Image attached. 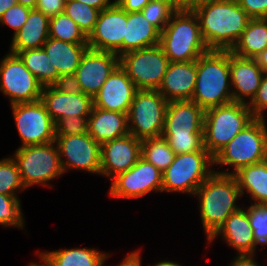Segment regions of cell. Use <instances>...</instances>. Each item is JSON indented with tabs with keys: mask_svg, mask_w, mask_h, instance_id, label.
<instances>
[{
	"mask_svg": "<svg viewBox=\"0 0 267 266\" xmlns=\"http://www.w3.org/2000/svg\"><path fill=\"white\" fill-rule=\"evenodd\" d=\"M203 0H173V7L176 10L189 9L192 10Z\"/></svg>",
	"mask_w": 267,
	"mask_h": 266,
	"instance_id": "c3c4849f",
	"label": "cell"
},
{
	"mask_svg": "<svg viewBox=\"0 0 267 266\" xmlns=\"http://www.w3.org/2000/svg\"><path fill=\"white\" fill-rule=\"evenodd\" d=\"M161 32L143 16L142 12H127V26L123 37V54L160 44Z\"/></svg>",
	"mask_w": 267,
	"mask_h": 266,
	"instance_id": "4316f807",
	"label": "cell"
},
{
	"mask_svg": "<svg viewBox=\"0 0 267 266\" xmlns=\"http://www.w3.org/2000/svg\"><path fill=\"white\" fill-rule=\"evenodd\" d=\"M153 1H163V2H168L173 6V0H153Z\"/></svg>",
	"mask_w": 267,
	"mask_h": 266,
	"instance_id": "9f6ffc18",
	"label": "cell"
},
{
	"mask_svg": "<svg viewBox=\"0 0 267 266\" xmlns=\"http://www.w3.org/2000/svg\"><path fill=\"white\" fill-rule=\"evenodd\" d=\"M16 4V0H0V17L4 14V12Z\"/></svg>",
	"mask_w": 267,
	"mask_h": 266,
	"instance_id": "816d5d0a",
	"label": "cell"
},
{
	"mask_svg": "<svg viewBox=\"0 0 267 266\" xmlns=\"http://www.w3.org/2000/svg\"><path fill=\"white\" fill-rule=\"evenodd\" d=\"M233 175L237 179L241 195L247 192L250 201L267 204V159L244 166Z\"/></svg>",
	"mask_w": 267,
	"mask_h": 266,
	"instance_id": "f1b7e54d",
	"label": "cell"
},
{
	"mask_svg": "<svg viewBox=\"0 0 267 266\" xmlns=\"http://www.w3.org/2000/svg\"><path fill=\"white\" fill-rule=\"evenodd\" d=\"M175 155L176 153L162 136L142 140L141 157L152 163L162 173L171 165Z\"/></svg>",
	"mask_w": 267,
	"mask_h": 266,
	"instance_id": "1f68e13d",
	"label": "cell"
},
{
	"mask_svg": "<svg viewBox=\"0 0 267 266\" xmlns=\"http://www.w3.org/2000/svg\"><path fill=\"white\" fill-rule=\"evenodd\" d=\"M214 158L208 151L176 154L162 173V192L194 195L199 186L214 172Z\"/></svg>",
	"mask_w": 267,
	"mask_h": 266,
	"instance_id": "ba28073f",
	"label": "cell"
},
{
	"mask_svg": "<svg viewBox=\"0 0 267 266\" xmlns=\"http://www.w3.org/2000/svg\"><path fill=\"white\" fill-rule=\"evenodd\" d=\"M37 255L47 266H104L110 256L109 253L87 247H73L49 252L38 251Z\"/></svg>",
	"mask_w": 267,
	"mask_h": 266,
	"instance_id": "484cf974",
	"label": "cell"
},
{
	"mask_svg": "<svg viewBox=\"0 0 267 266\" xmlns=\"http://www.w3.org/2000/svg\"><path fill=\"white\" fill-rule=\"evenodd\" d=\"M176 11L168 2L151 0L141 12L148 22L162 32Z\"/></svg>",
	"mask_w": 267,
	"mask_h": 266,
	"instance_id": "74e56055",
	"label": "cell"
},
{
	"mask_svg": "<svg viewBox=\"0 0 267 266\" xmlns=\"http://www.w3.org/2000/svg\"><path fill=\"white\" fill-rule=\"evenodd\" d=\"M30 10L31 8L27 6L16 4L4 12V14L0 17V24L3 26L7 25L12 28L14 30V35L26 23Z\"/></svg>",
	"mask_w": 267,
	"mask_h": 266,
	"instance_id": "ab89813d",
	"label": "cell"
},
{
	"mask_svg": "<svg viewBox=\"0 0 267 266\" xmlns=\"http://www.w3.org/2000/svg\"><path fill=\"white\" fill-rule=\"evenodd\" d=\"M117 266H142L141 251H139L138 249L137 251H131Z\"/></svg>",
	"mask_w": 267,
	"mask_h": 266,
	"instance_id": "bcb514c9",
	"label": "cell"
},
{
	"mask_svg": "<svg viewBox=\"0 0 267 266\" xmlns=\"http://www.w3.org/2000/svg\"><path fill=\"white\" fill-rule=\"evenodd\" d=\"M18 190V191H17ZM26 190L17 163L12 156L0 160V194L18 196L17 192Z\"/></svg>",
	"mask_w": 267,
	"mask_h": 266,
	"instance_id": "e575fe53",
	"label": "cell"
},
{
	"mask_svg": "<svg viewBox=\"0 0 267 266\" xmlns=\"http://www.w3.org/2000/svg\"><path fill=\"white\" fill-rule=\"evenodd\" d=\"M169 63L160 44L120 56V66L138 90H158Z\"/></svg>",
	"mask_w": 267,
	"mask_h": 266,
	"instance_id": "8fae6325",
	"label": "cell"
},
{
	"mask_svg": "<svg viewBox=\"0 0 267 266\" xmlns=\"http://www.w3.org/2000/svg\"><path fill=\"white\" fill-rule=\"evenodd\" d=\"M0 60V91L9 98L10 105L35 102L41 99L43 86L14 53Z\"/></svg>",
	"mask_w": 267,
	"mask_h": 266,
	"instance_id": "7c38bea8",
	"label": "cell"
},
{
	"mask_svg": "<svg viewBox=\"0 0 267 266\" xmlns=\"http://www.w3.org/2000/svg\"><path fill=\"white\" fill-rule=\"evenodd\" d=\"M253 229V237L258 245L267 246V204L252 203L246 208Z\"/></svg>",
	"mask_w": 267,
	"mask_h": 266,
	"instance_id": "8d00e7d4",
	"label": "cell"
},
{
	"mask_svg": "<svg viewBox=\"0 0 267 266\" xmlns=\"http://www.w3.org/2000/svg\"><path fill=\"white\" fill-rule=\"evenodd\" d=\"M152 266H182V265L174 261L163 260V261L157 262L155 265L153 264Z\"/></svg>",
	"mask_w": 267,
	"mask_h": 266,
	"instance_id": "db71d44e",
	"label": "cell"
},
{
	"mask_svg": "<svg viewBox=\"0 0 267 266\" xmlns=\"http://www.w3.org/2000/svg\"><path fill=\"white\" fill-rule=\"evenodd\" d=\"M137 87L119 65L93 97L94 107L128 114Z\"/></svg>",
	"mask_w": 267,
	"mask_h": 266,
	"instance_id": "d6986e66",
	"label": "cell"
},
{
	"mask_svg": "<svg viewBox=\"0 0 267 266\" xmlns=\"http://www.w3.org/2000/svg\"><path fill=\"white\" fill-rule=\"evenodd\" d=\"M267 48V18L250 19L231 52L244 58H255Z\"/></svg>",
	"mask_w": 267,
	"mask_h": 266,
	"instance_id": "f546056e",
	"label": "cell"
},
{
	"mask_svg": "<svg viewBox=\"0 0 267 266\" xmlns=\"http://www.w3.org/2000/svg\"><path fill=\"white\" fill-rule=\"evenodd\" d=\"M258 66L267 74V48L255 57Z\"/></svg>",
	"mask_w": 267,
	"mask_h": 266,
	"instance_id": "f907efd6",
	"label": "cell"
},
{
	"mask_svg": "<svg viewBox=\"0 0 267 266\" xmlns=\"http://www.w3.org/2000/svg\"><path fill=\"white\" fill-rule=\"evenodd\" d=\"M42 263H38V262H31L29 263V265L27 266H47L43 260H41Z\"/></svg>",
	"mask_w": 267,
	"mask_h": 266,
	"instance_id": "11a10c76",
	"label": "cell"
},
{
	"mask_svg": "<svg viewBox=\"0 0 267 266\" xmlns=\"http://www.w3.org/2000/svg\"><path fill=\"white\" fill-rule=\"evenodd\" d=\"M196 77V60L170 62L158 91L168 102L192 100Z\"/></svg>",
	"mask_w": 267,
	"mask_h": 266,
	"instance_id": "603a6c76",
	"label": "cell"
},
{
	"mask_svg": "<svg viewBox=\"0 0 267 266\" xmlns=\"http://www.w3.org/2000/svg\"><path fill=\"white\" fill-rule=\"evenodd\" d=\"M151 0H115V2L126 12H140Z\"/></svg>",
	"mask_w": 267,
	"mask_h": 266,
	"instance_id": "f6af8a7d",
	"label": "cell"
},
{
	"mask_svg": "<svg viewBox=\"0 0 267 266\" xmlns=\"http://www.w3.org/2000/svg\"><path fill=\"white\" fill-rule=\"evenodd\" d=\"M231 266H261L254 257L238 258L231 261Z\"/></svg>",
	"mask_w": 267,
	"mask_h": 266,
	"instance_id": "681fc988",
	"label": "cell"
},
{
	"mask_svg": "<svg viewBox=\"0 0 267 266\" xmlns=\"http://www.w3.org/2000/svg\"><path fill=\"white\" fill-rule=\"evenodd\" d=\"M195 196L199 199L197 205L207 241L233 212L241 208L236 203L242 195L233 174L213 172L199 186Z\"/></svg>",
	"mask_w": 267,
	"mask_h": 266,
	"instance_id": "7a4b0ae2",
	"label": "cell"
},
{
	"mask_svg": "<svg viewBox=\"0 0 267 266\" xmlns=\"http://www.w3.org/2000/svg\"><path fill=\"white\" fill-rule=\"evenodd\" d=\"M51 86L63 93L73 95L84 94L81 90L80 83L75 74L59 75Z\"/></svg>",
	"mask_w": 267,
	"mask_h": 266,
	"instance_id": "b9f144b4",
	"label": "cell"
},
{
	"mask_svg": "<svg viewBox=\"0 0 267 266\" xmlns=\"http://www.w3.org/2000/svg\"><path fill=\"white\" fill-rule=\"evenodd\" d=\"M255 118H265L267 110V74L264 73L258 91L253 100L248 103Z\"/></svg>",
	"mask_w": 267,
	"mask_h": 266,
	"instance_id": "60d3db41",
	"label": "cell"
},
{
	"mask_svg": "<svg viewBox=\"0 0 267 266\" xmlns=\"http://www.w3.org/2000/svg\"><path fill=\"white\" fill-rule=\"evenodd\" d=\"M119 65L120 57L115 53L88 48L75 71L82 92L94 97Z\"/></svg>",
	"mask_w": 267,
	"mask_h": 266,
	"instance_id": "e0dca14e",
	"label": "cell"
},
{
	"mask_svg": "<svg viewBox=\"0 0 267 266\" xmlns=\"http://www.w3.org/2000/svg\"><path fill=\"white\" fill-rule=\"evenodd\" d=\"M66 0H37L35 9L50 17L64 12Z\"/></svg>",
	"mask_w": 267,
	"mask_h": 266,
	"instance_id": "ee69618b",
	"label": "cell"
},
{
	"mask_svg": "<svg viewBox=\"0 0 267 266\" xmlns=\"http://www.w3.org/2000/svg\"><path fill=\"white\" fill-rule=\"evenodd\" d=\"M229 69L233 101L250 103L260 86L263 70L255 58L240 57L231 51H229Z\"/></svg>",
	"mask_w": 267,
	"mask_h": 266,
	"instance_id": "ffe728a7",
	"label": "cell"
},
{
	"mask_svg": "<svg viewBox=\"0 0 267 266\" xmlns=\"http://www.w3.org/2000/svg\"><path fill=\"white\" fill-rule=\"evenodd\" d=\"M49 23L48 16L36 9H31L26 23L12 35L9 52L42 48L49 38Z\"/></svg>",
	"mask_w": 267,
	"mask_h": 266,
	"instance_id": "d4e9b609",
	"label": "cell"
},
{
	"mask_svg": "<svg viewBox=\"0 0 267 266\" xmlns=\"http://www.w3.org/2000/svg\"><path fill=\"white\" fill-rule=\"evenodd\" d=\"M251 19L267 18V0H236Z\"/></svg>",
	"mask_w": 267,
	"mask_h": 266,
	"instance_id": "7bdbcfd3",
	"label": "cell"
},
{
	"mask_svg": "<svg viewBox=\"0 0 267 266\" xmlns=\"http://www.w3.org/2000/svg\"><path fill=\"white\" fill-rule=\"evenodd\" d=\"M162 192V172L142 157L126 172L111 180V198L136 199L149 193Z\"/></svg>",
	"mask_w": 267,
	"mask_h": 266,
	"instance_id": "9a60e30c",
	"label": "cell"
},
{
	"mask_svg": "<svg viewBox=\"0 0 267 266\" xmlns=\"http://www.w3.org/2000/svg\"><path fill=\"white\" fill-rule=\"evenodd\" d=\"M255 119L248 104L231 102L205 110L204 148L214 157Z\"/></svg>",
	"mask_w": 267,
	"mask_h": 266,
	"instance_id": "52a82bcc",
	"label": "cell"
},
{
	"mask_svg": "<svg viewBox=\"0 0 267 266\" xmlns=\"http://www.w3.org/2000/svg\"><path fill=\"white\" fill-rule=\"evenodd\" d=\"M88 134L100 145L129 134L127 114L93 107L88 117Z\"/></svg>",
	"mask_w": 267,
	"mask_h": 266,
	"instance_id": "cb8c5ba5",
	"label": "cell"
},
{
	"mask_svg": "<svg viewBox=\"0 0 267 266\" xmlns=\"http://www.w3.org/2000/svg\"><path fill=\"white\" fill-rule=\"evenodd\" d=\"M192 100L204 110L233 102L229 50H209L196 60Z\"/></svg>",
	"mask_w": 267,
	"mask_h": 266,
	"instance_id": "277c9868",
	"label": "cell"
},
{
	"mask_svg": "<svg viewBox=\"0 0 267 266\" xmlns=\"http://www.w3.org/2000/svg\"><path fill=\"white\" fill-rule=\"evenodd\" d=\"M49 37L72 44H88V37L64 12L50 17Z\"/></svg>",
	"mask_w": 267,
	"mask_h": 266,
	"instance_id": "d6a6232c",
	"label": "cell"
},
{
	"mask_svg": "<svg viewBox=\"0 0 267 266\" xmlns=\"http://www.w3.org/2000/svg\"><path fill=\"white\" fill-rule=\"evenodd\" d=\"M12 157L17 163L26 189L34 185L51 188L53 185L49 182L64 174L55 141L18 147Z\"/></svg>",
	"mask_w": 267,
	"mask_h": 266,
	"instance_id": "9c48e42d",
	"label": "cell"
},
{
	"mask_svg": "<svg viewBox=\"0 0 267 266\" xmlns=\"http://www.w3.org/2000/svg\"><path fill=\"white\" fill-rule=\"evenodd\" d=\"M19 196L0 194V225L24 229L25 219Z\"/></svg>",
	"mask_w": 267,
	"mask_h": 266,
	"instance_id": "d590c367",
	"label": "cell"
},
{
	"mask_svg": "<svg viewBox=\"0 0 267 266\" xmlns=\"http://www.w3.org/2000/svg\"><path fill=\"white\" fill-rule=\"evenodd\" d=\"M214 165L230 166L233 171H217L220 174H234L240 168L267 159V125L265 118H255L241 130L214 157Z\"/></svg>",
	"mask_w": 267,
	"mask_h": 266,
	"instance_id": "8992f818",
	"label": "cell"
},
{
	"mask_svg": "<svg viewBox=\"0 0 267 266\" xmlns=\"http://www.w3.org/2000/svg\"><path fill=\"white\" fill-rule=\"evenodd\" d=\"M59 75L75 74L88 44H72L48 38L42 47Z\"/></svg>",
	"mask_w": 267,
	"mask_h": 266,
	"instance_id": "83f0119b",
	"label": "cell"
},
{
	"mask_svg": "<svg viewBox=\"0 0 267 266\" xmlns=\"http://www.w3.org/2000/svg\"><path fill=\"white\" fill-rule=\"evenodd\" d=\"M205 110L191 100L170 101L166 108L164 137L176 154L207 151L204 148Z\"/></svg>",
	"mask_w": 267,
	"mask_h": 266,
	"instance_id": "3957f363",
	"label": "cell"
},
{
	"mask_svg": "<svg viewBox=\"0 0 267 266\" xmlns=\"http://www.w3.org/2000/svg\"><path fill=\"white\" fill-rule=\"evenodd\" d=\"M40 100L55 123L67 116L89 117L94 107L93 97L63 93L51 85L42 88Z\"/></svg>",
	"mask_w": 267,
	"mask_h": 266,
	"instance_id": "7402d4cb",
	"label": "cell"
},
{
	"mask_svg": "<svg viewBox=\"0 0 267 266\" xmlns=\"http://www.w3.org/2000/svg\"><path fill=\"white\" fill-rule=\"evenodd\" d=\"M167 105L158 90H138L127 114L129 133L140 140L160 137Z\"/></svg>",
	"mask_w": 267,
	"mask_h": 266,
	"instance_id": "30bf717a",
	"label": "cell"
},
{
	"mask_svg": "<svg viewBox=\"0 0 267 266\" xmlns=\"http://www.w3.org/2000/svg\"><path fill=\"white\" fill-rule=\"evenodd\" d=\"M64 13L68 15L88 37L94 30L100 10L76 0H66Z\"/></svg>",
	"mask_w": 267,
	"mask_h": 266,
	"instance_id": "836d02e7",
	"label": "cell"
},
{
	"mask_svg": "<svg viewBox=\"0 0 267 266\" xmlns=\"http://www.w3.org/2000/svg\"><path fill=\"white\" fill-rule=\"evenodd\" d=\"M160 46L170 62L197 60L209 51L193 10H177L160 36Z\"/></svg>",
	"mask_w": 267,
	"mask_h": 266,
	"instance_id": "5b68a950",
	"label": "cell"
},
{
	"mask_svg": "<svg viewBox=\"0 0 267 266\" xmlns=\"http://www.w3.org/2000/svg\"><path fill=\"white\" fill-rule=\"evenodd\" d=\"M88 133V117H63L55 123V136Z\"/></svg>",
	"mask_w": 267,
	"mask_h": 266,
	"instance_id": "f35d334b",
	"label": "cell"
},
{
	"mask_svg": "<svg viewBox=\"0 0 267 266\" xmlns=\"http://www.w3.org/2000/svg\"><path fill=\"white\" fill-rule=\"evenodd\" d=\"M60 163L64 174L68 170H82L100 175L101 173V145L88 133L56 136Z\"/></svg>",
	"mask_w": 267,
	"mask_h": 266,
	"instance_id": "5bb4252c",
	"label": "cell"
},
{
	"mask_svg": "<svg viewBox=\"0 0 267 266\" xmlns=\"http://www.w3.org/2000/svg\"><path fill=\"white\" fill-rule=\"evenodd\" d=\"M11 53L17 54L21 58L24 65L43 87L51 85L59 76L43 48Z\"/></svg>",
	"mask_w": 267,
	"mask_h": 266,
	"instance_id": "4dcf8cb0",
	"label": "cell"
},
{
	"mask_svg": "<svg viewBox=\"0 0 267 266\" xmlns=\"http://www.w3.org/2000/svg\"><path fill=\"white\" fill-rule=\"evenodd\" d=\"M21 146L55 141V122L41 100L10 105Z\"/></svg>",
	"mask_w": 267,
	"mask_h": 266,
	"instance_id": "4fadbf2b",
	"label": "cell"
},
{
	"mask_svg": "<svg viewBox=\"0 0 267 266\" xmlns=\"http://www.w3.org/2000/svg\"><path fill=\"white\" fill-rule=\"evenodd\" d=\"M142 140L130 133L101 145V173L112 180L128 171L141 158Z\"/></svg>",
	"mask_w": 267,
	"mask_h": 266,
	"instance_id": "ac0fdd59",
	"label": "cell"
},
{
	"mask_svg": "<svg viewBox=\"0 0 267 266\" xmlns=\"http://www.w3.org/2000/svg\"><path fill=\"white\" fill-rule=\"evenodd\" d=\"M17 4H21L23 6H27L31 9H35L37 0H16Z\"/></svg>",
	"mask_w": 267,
	"mask_h": 266,
	"instance_id": "f5cc1de1",
	"label": "cell"
},
{
	"mask_svg": "<svg viewBox=\"0 0 267 266\" xmlns=\"http://www.w3.org/2000/svg\"><path fill=\"white\" fill-rule=\"evenodd\" d=\"M192 10L209 50L231 51L251 19L236 0H203Z\"/></svg>",
	"mask_w": 267,
	"mask_h": 266,
	"instance_id": "6da1fadb",
	"label": "cell"
},
{
	"mask_svg": "<svg viewBox=\"0 0 267 266\" xmlns=\"http://www.w3.org/2000/svg\"><path fill=\"white\" fill-rule=\"evenodd\" d=\"M220 235V236H219ZM221 237L227 245L237 250L238 258L255 257L258 245L253 237V229L247 215L246 207L233 212L208 240L211 244L216 238Z\"/></svg>",
	"mask_w": 267,
	"mask_h": 266,
	"instance_id": "44dd1931",
	"label": "cell"
},
{
	"mask_svg": "<svg viewBox=\"0 0 267 266\" xmlns=\"http://www.w3.org/2000/svg\"><path fill=\"white\" fill-rule=\"evenodd\" d=\"M81 3H84L88 6L94 7L100 11L107 9L108 7L112 6L115 3V0H76Z\"/></svg>",
	"mask_w": 267,
	"mask_h": 266,
	"instance_id": "7dc6e473",
	"label": "cell"
},
{
	"mask_svg": "<svg viewBox=\"0 0 267 266\" xmlns=\"http://www.w3.org/2000/svg\"><path fill=\"white\" fill-rule=\"evenodd\" d=\"M127 26V12L116 2L100 11L94 30L88 36V48L123 55V37Z\"/></svg>",
	"mask_w": 267,
	"mask_h": 266,
	"instance_id": "2e32d148",
	"label": "cell"
}]
</instances>
